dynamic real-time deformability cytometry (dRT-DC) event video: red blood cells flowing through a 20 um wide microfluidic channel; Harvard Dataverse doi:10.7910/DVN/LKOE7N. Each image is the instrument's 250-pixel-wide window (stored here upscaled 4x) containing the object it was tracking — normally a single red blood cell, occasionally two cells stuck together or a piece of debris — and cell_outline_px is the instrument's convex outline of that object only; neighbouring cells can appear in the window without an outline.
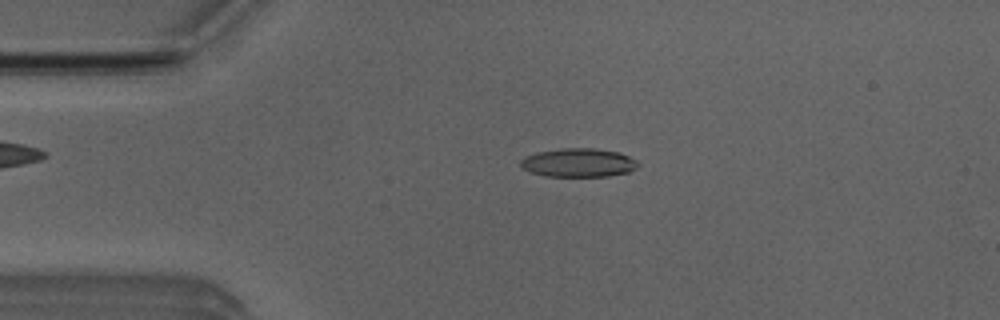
{"species": "Egyptian fruit bat (a non-hibernating species)", "species_latin": "Rousettus aegyptiacus", "temperature_condition": "room temperature", "stored_images_in_passage": 45, "camera_frame_rate_fps": 3000, "um_per_image_px": 0.085, "animal": {"sex": "male"}, "frame": {"image": 1, "passage_image": 4, "time_ms": 1.0, "image_size_px": [1000, 320], "cell_outline_px": [[640, 164], [636, 168], [628, 172], [608, 176], [544, 176], [528, 172], [520, 164], [520, 160], [524, 156], [536, 152], [560, 148], [592, 148], [620, 152], [636, 160]], "centroid_in_image_um": [49.15, 13.82], "position_along_channel_um": 35.9, "area_um2": 19.77}}
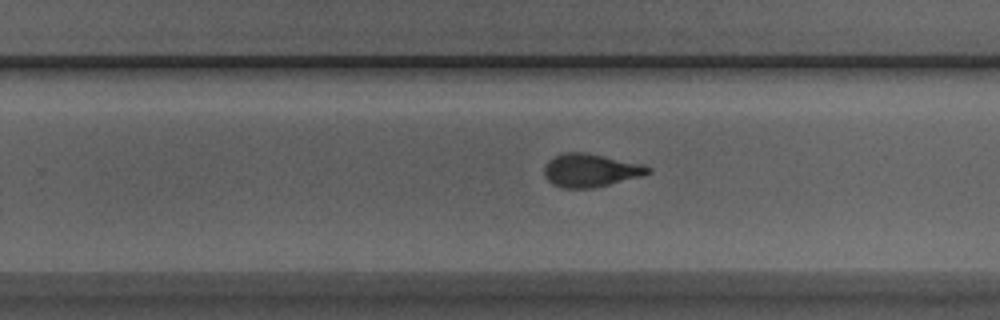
{"frame": {"image": 2, "passage_image": 25, "time_ms": 8.0, "image_size_px": [1000, 320], "cell_outline_px": [[652, 172], [640, 176], [592, 188], [564, 188], [552, 184], [544, 176], [544, 164], [552, 156], [564, 152], [584, 152], [644, 164], [652, 168]], "centroid_in_image_um": [50.16, 14.46], "position_along_channel_um": 279.6, "area_um2": 20.11}}
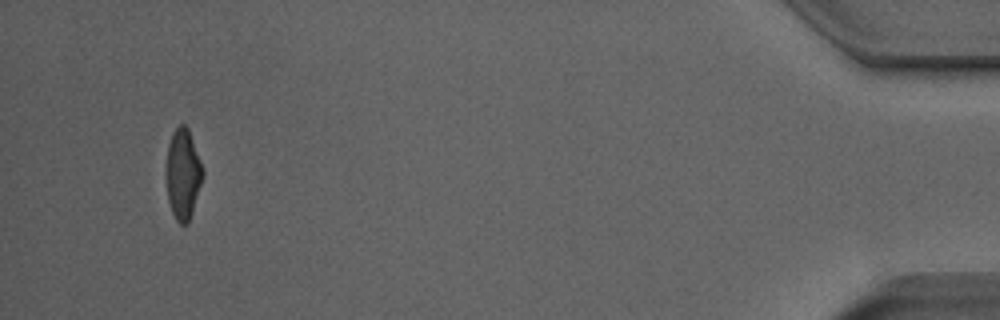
{"frame": {"image": 3, "passage_image": 42, "time_ms": 13.667, "image_size_px": [1000, 320], "cell_outline_px": [[204, 176], [188, 224], [180, 224], [176, 220], [172, 212], [168, 200], [164, 176], [164, 172], [168, 144], [172, 132], [180, 124], [184, 124], [188, 128], [200, 160], [204, 172]], "centroid_in_image_um": [15.52, 14.8], "position_along_channel_um": 419.7, "area_um2": 19.65}, "authors_computed_cell_mechanics": {"area_um2": 20.0566, "velocity_mm_per_s": 3.9367, "shape_relaxation_time_tau1_ms": 3.5415, "shape_relaxation_time_tau2_ms": 1.2059, "deformation_change_tau1": 0.1883, "deformation_change_tau2": 0.0959}}